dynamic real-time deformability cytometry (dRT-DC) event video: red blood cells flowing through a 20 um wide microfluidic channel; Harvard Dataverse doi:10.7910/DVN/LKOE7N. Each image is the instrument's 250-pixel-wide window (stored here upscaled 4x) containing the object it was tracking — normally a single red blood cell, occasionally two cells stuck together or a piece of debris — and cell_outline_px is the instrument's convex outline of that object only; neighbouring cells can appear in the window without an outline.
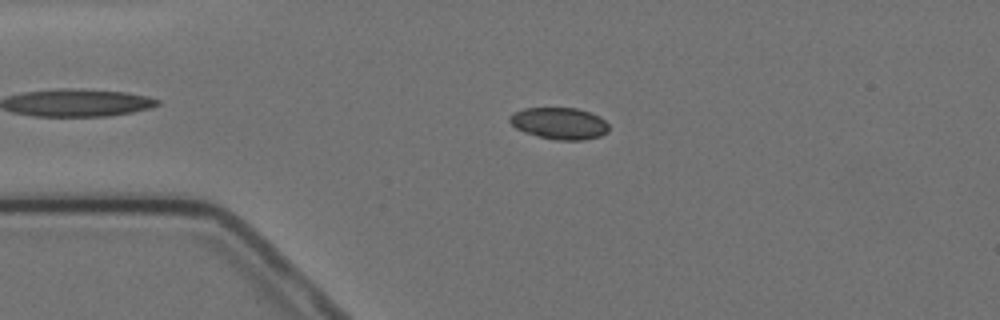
{"species": "Egyptian fruit bat (a non-hibernating species)", "species_latin": "Rousettus aegyptiacus", "temperature_condition": "cold", "stored_images_in_passage": 4, "camera_frame_rate_fps": 3000, "um_per_image_px": 0.085, "animal": {"sex": "female"}, "frame": {"image": 1, "passage_image": 2, "time_ms": 1.0, "image_size_px": [1000, 320], "cell_outline_px": [[608, 132], [600, 136], [584, 140], [556, 140], [524, 132], [516, 128], [508, 120], [508, 116], [512, 112], [524, 108], [576, 108], [600, 116], [608, 124]], "centroid_in_image_um": [47.53, 10.48], "position_along_channel_um": 37.5, "area_um2": 18.38}}
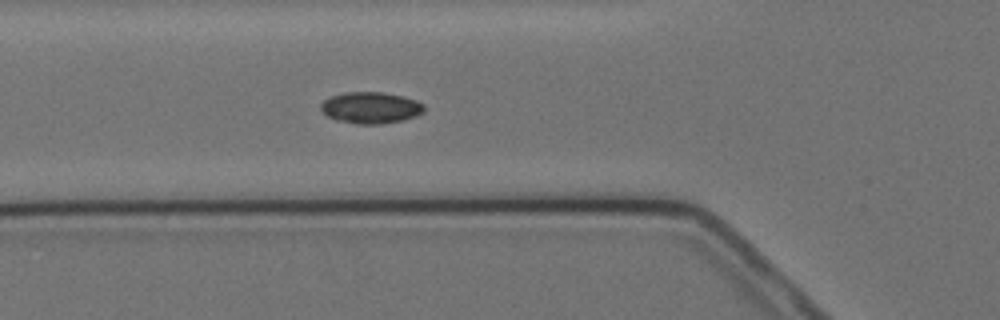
{"frame": {"image": 2, "passage_image": 4, "time_ms": 3.333, "image_size_px": [1000, 320], "cell_outline_px": [[424, 112], [416, 116], [404, 120], [380, 124], [356, 124], [336, 120], [328, 116], [320, 108], [320, 104], [328, 96], [344, 92], [384, 92], [404, 96], [416, 100], [424, 104]], "centroid_in_image_um": [31.51, 9.15], "position_along_channel_um": 94.3, "area_um2": 19.19}}